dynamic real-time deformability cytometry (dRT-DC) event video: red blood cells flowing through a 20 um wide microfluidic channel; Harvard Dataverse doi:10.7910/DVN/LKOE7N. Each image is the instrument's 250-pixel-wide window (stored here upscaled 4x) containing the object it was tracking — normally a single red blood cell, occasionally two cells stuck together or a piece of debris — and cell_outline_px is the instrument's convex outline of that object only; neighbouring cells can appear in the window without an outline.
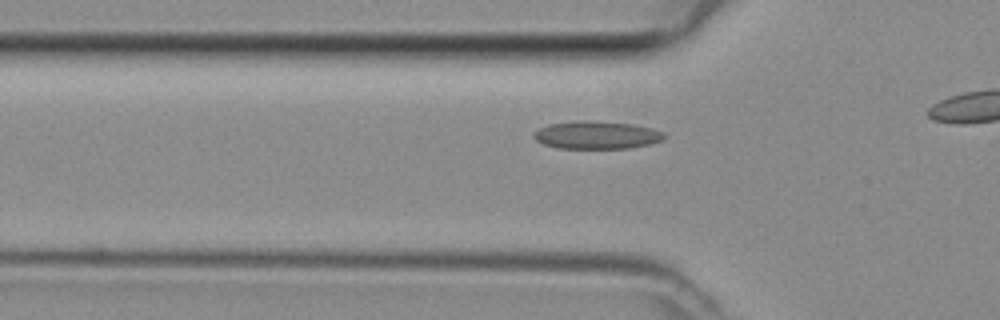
{"species": "common noctule bat (a hibernating species)", "species_latin": "Nyctalus noctula", "temperature_condition": "room temperature", "stored_images_in_passage": 10, "camera_frame_rate_fps": 3000, "um_per_image_px": 0.085, "animal": {"sex": "female", "body_mass_g": 29.2, "forearm_length_mm": 56.3}, "frame": {"image": 1, "passage_image": 5, "time_ms": 1.333, "image_size_px": [1000, 320], "cell_outline_px": [[664, 136], [660, 140], [648, 144], [632, 148], [560, 148], [544, 144], [536, 140], [532, 136], [532, 132], [548, 124], [580, 120], [588, 120], [632, 124], [652, 128], [664, 132]], "centroid_in_image_um": [50.67, 11.47], "position_along_channel_um": 75.1, "area_um2": 21.04}}
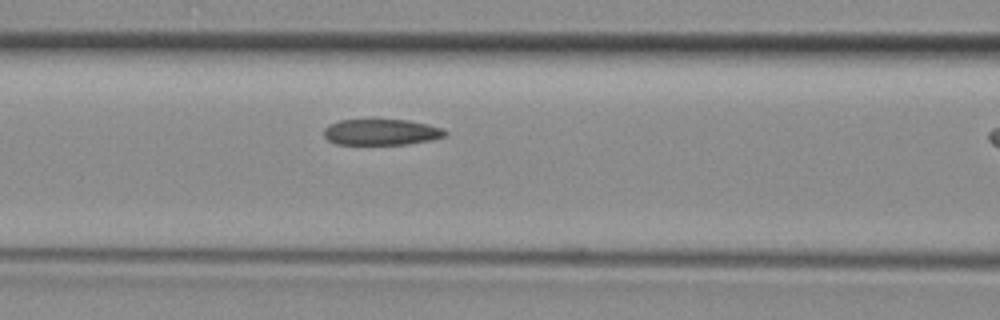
{"frame": {"image": 2, "passage_image": 9, "time_ms": 2.667, "image_size_px": [1000, 320], "cell_outline_px": [[448, 132], [444, 136], [428, 140], [408, 144], [336, 144], [328, 140], [324, 136], [324, 128], [328, 124], [340, 120], [372, 116], [408, 120], [428, 124], [444, 128]], "centroid_in_image_um": [32.36, 11.17], "position_along_channel_um": 134.2, "area_um2": 19.31}}